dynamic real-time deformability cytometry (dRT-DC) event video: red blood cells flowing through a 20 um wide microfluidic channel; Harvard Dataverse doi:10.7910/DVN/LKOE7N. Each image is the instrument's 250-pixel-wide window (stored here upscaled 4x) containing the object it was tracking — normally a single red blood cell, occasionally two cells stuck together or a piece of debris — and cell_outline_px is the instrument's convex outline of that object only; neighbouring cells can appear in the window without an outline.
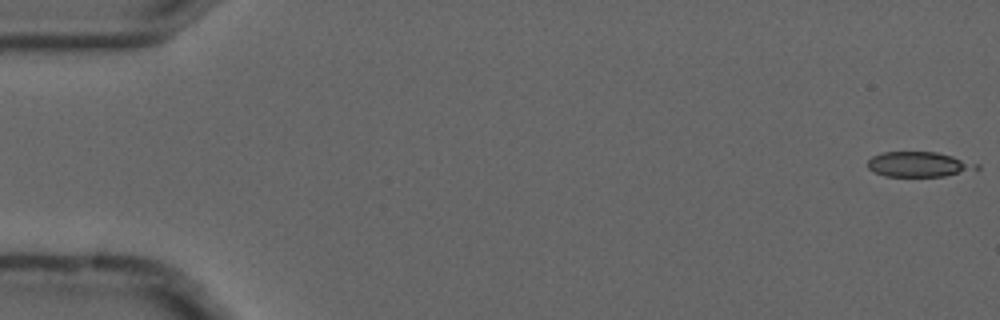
{"species": "common noctule bat (a hibernating species)", "species_latin": "Nyctalus noctula", "temperature_condition": "cold", "stored_images_in_passage": 5, "camera_frame_rate_fps": 3000, "um_per_image_px": 0.085, "animal": {"sex": "male", "forearm_length_mm": 52.5}, "frame": {"image": 1, "passage_image": 1, "time_ms": 0.0, "image_size_px": [1000, 320], "cell_outline_px": [[980, 168], [944, 176], [884, 176], [868, 168], [868, 160], [872, 156], [884, 152], [936, 152], [952, 156], [980, 164]], "centroid_in_image_um": [78.1, 13.96], "position_along_channel_um": 6.9, "area_um2": 15.72}}
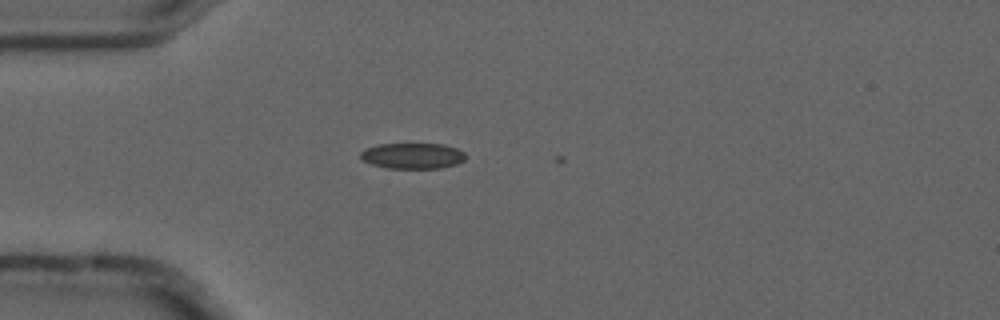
{"frame": {"image": 2, "passage_image": 5, "time_ms": 1.333, "image_size_px": [1000, 320], "cell_outline_px": [[464, 160], [456, 164], [440, 168], [388, 168], [372, 164], [364, 160], [360, 156], [360, 152], [368, 148], [380, 144], [444, 144], [456, 148], [464, 152]], "centroid_in_image_um": [35.09, 13.24], "position_along_channel_um": 49.9, "area_um2": 15.55}}